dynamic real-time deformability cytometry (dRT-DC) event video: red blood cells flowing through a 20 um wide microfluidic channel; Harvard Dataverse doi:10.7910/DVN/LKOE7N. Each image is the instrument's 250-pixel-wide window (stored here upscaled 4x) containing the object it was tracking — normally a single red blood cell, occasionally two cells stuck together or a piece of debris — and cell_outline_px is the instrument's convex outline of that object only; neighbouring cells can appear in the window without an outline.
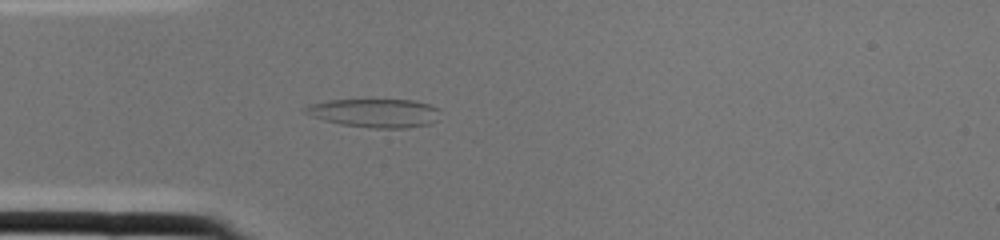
{"species": "common noctule bat (a hibernating species)", "species_latin": "Nyctalus noctula", "temperature_condition": "cold", "stored_images_in_passage": 2, "camera_frame_rate_fps": 3000, "um_per_image_px": 0.085, "animal": {"sex": "female", "body_mass_g": 22.0, "forearm_length_mm": 56.7}, "frame": {"image": 1, "passage_image": 2, "time_ms": 0.333, "image_size_px": [1000, 240], "cell_outline_px": [[440, 120], [432, 124], [408, 128], [372, 128], [340, 124], [324, 120], [312, 116], [304, 112], [300, 108], [308, 104], [328, 100], [412, 100], [428, 104], [440, 108]], "centroid_in_image_um": [31.89, 9.61], "position_along_channel_um": 53.1, "area_um2": 22.89}}